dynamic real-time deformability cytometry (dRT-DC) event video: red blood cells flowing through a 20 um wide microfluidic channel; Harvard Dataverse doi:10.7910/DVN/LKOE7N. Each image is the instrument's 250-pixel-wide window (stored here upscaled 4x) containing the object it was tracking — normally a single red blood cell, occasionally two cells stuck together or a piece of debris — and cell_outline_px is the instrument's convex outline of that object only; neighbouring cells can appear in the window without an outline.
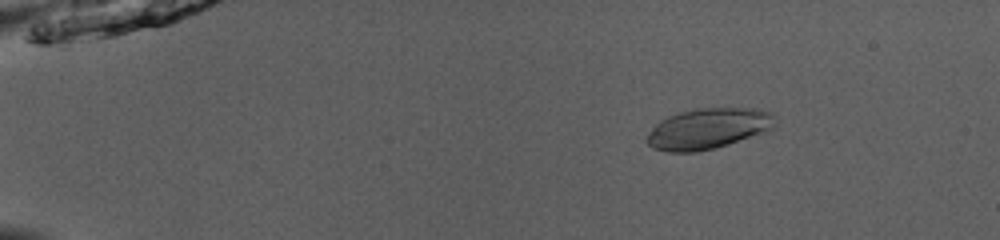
{"species": "common noctule bat (a hibernating species)", "species_latin": "Nyctalus noctula", "temperature_condition": "room temperature", "stored_images_in_passage": 52, "camera_frame_rate_fps": 3000, "um_per_image_px": 0.085, "animal": {"sex": "male", "body_mass_g": 13.0, "forearm_length_mm": 53.1}, "frame": {"image": 1, "passage_image": 9, "time_ms": 2.667, "image_size_px": [1000, 240], "cell_outline_px": [[776, 124], [768, 132], [716, 148], [696, 152], [668, 152], [652, 148], [644, 140], [652, 128], [660, 120], [668, 116], [680, 112], [696, 108], [756, 108], [772, 112], [776, 116]], "centroid_in_image_um": [60.23, 10.93], "position_along_channel_um": 24.8, "area_um2": 30.92}}
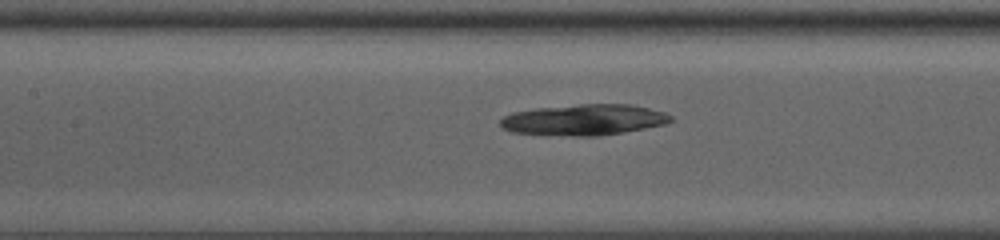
{"frame": {"image": 2, "passage_image": 26, "time_ms": 8.333, "image_size_px": [1000, 240], "cell_outline_px": [[676, 120], [664, 124], [624, 132], [596, 136], [572, 136], [512, 132], [504, 128], [500, 124], [500, 120], [504, 116], [512, 112], [536, 108], [580, 104], [632, 104], [664, 112], [672, 116]], "centroid_in_image_um": [49.66, 10.17], "position_along_channel_um": 157.7, "area_um2": 30.69}}
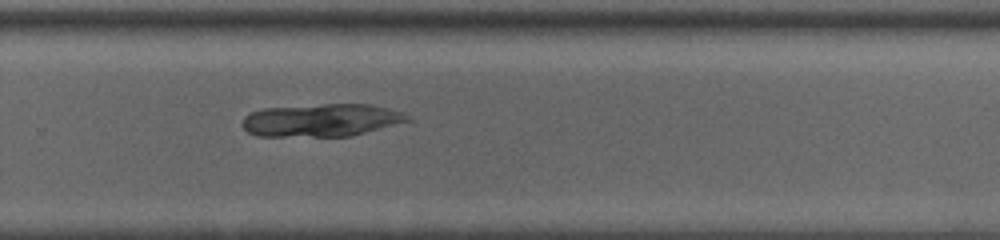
{"frame": {"image": 3, "passage_image": 37, "time_ms": 12.0, "image_size_px": [1000, 240], "cell_outline_px": [[412, 120], [352, 136], [256, 136], [248, 132], [244, 128], [244, 116], [252, 112], [264, 108], [324, 104], [372, 104], [404, 112]], "centroid_in_image_um": [27.36, 10.21], "position_along_channel_um": 302.4, "area_um2": 31.5}}